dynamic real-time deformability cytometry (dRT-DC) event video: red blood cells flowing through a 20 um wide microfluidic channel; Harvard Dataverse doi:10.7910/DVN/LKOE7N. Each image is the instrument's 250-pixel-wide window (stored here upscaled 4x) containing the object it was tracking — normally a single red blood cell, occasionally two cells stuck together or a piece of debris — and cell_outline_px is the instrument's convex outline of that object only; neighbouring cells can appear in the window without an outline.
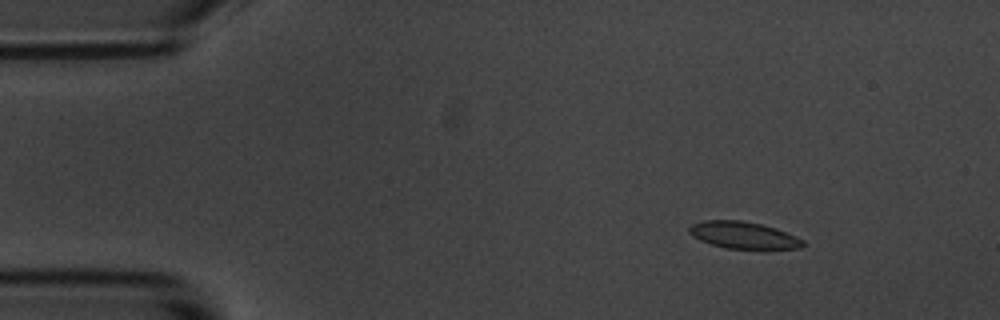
{"species": "common noctule bat (a hibernating species)", "species_latin": "Nyctalus noctula", "temperature_condition": "room temperature", "stored_images_in_passage": 6, "segment_of_instrument_passage": [1, 2], "camera_frame_rate_fps": 3000, "um_per_image_px": 0.085, "animal": {"sex": "male", "body_mass_g": 20.1, "forearm_length_mm": 53.5}, "frame": {"image": 1, "passage_image": 3, "time_ms": 2.333, "image_size_px": [1000, 320], "cell_outline_px": [[804, 244], [800, 248], [724, 248], [700, 240], [692, 236], [688, 232], [688, 228], [692, 224], [704, 220], [740, 220], [760, 224], [776, 228], [796, 236], [804, 240]], "centroid_in_image_um": [63.16, 19.97], "position_along_channel_um": 21.8, "area_um2": 17.63}}